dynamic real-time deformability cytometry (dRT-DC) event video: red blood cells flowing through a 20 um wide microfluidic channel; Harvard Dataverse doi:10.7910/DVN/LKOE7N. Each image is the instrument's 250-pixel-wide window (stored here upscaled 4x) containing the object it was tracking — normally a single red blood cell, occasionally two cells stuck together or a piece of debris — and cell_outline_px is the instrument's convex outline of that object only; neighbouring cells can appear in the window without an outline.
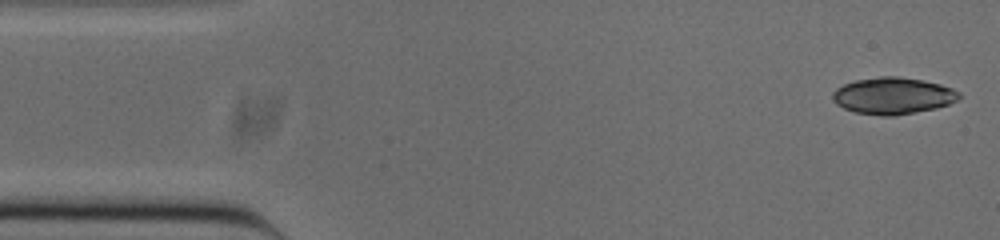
{"species": "common noctule bat (a hibernating species)", "species_latin": "Nyctalus noctula", "temperature_condition": "cold", "stored_images_in_passage": 13, "camera_frame_rate_fps": 3000, "um_per_image_px": 0.085, "animal": {"sex": "male", "body_mass_g": 20.0, "forearm_length_mm": 53.3}, "frame": {"image": 1, "passage_image": 1, "time_ms": 0.0, "image_size_px": [1000, 240], "cell_outline_px": [[960, 96], [956, 100], [948, 104], [936, 108], [896, 116], [880, 116], [856, 112], [844, 108], [836, 104], [832, 100], [832, 92], [836, 88], [844, 84], [856, 80], [880, 76], [900, 76], [940, 84], [952, 88], [960, 92]], "centroid_in_image_um": [75.88, 8.14], "position_along_channel_um": 9.1, "area_um2": 27.11}}
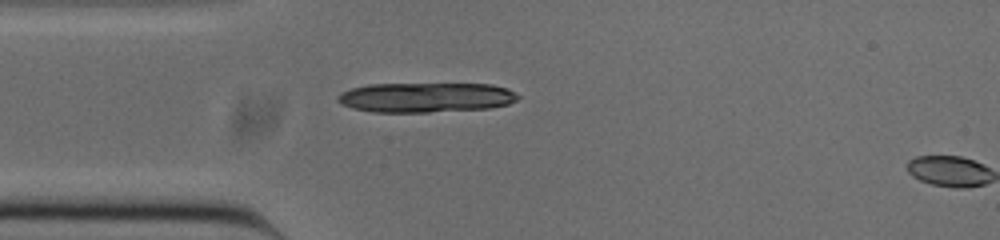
{"frame": {"image": 2, "passage_image": 12, "time_ms": 3.667, "image_size_px": [1000, 240], "cell_outline_px": [[520, 96], [516, 100], [508, 104], [488, 108], [428, 112], [372, 112], [352, 108], [340, 104], [336, 100], [336, 96], [340, 92], [352, 88], [368, 84], [492, 84], [508, 88]], "centroid_in_image_um": [36.15, 8.28], "position_along_channel_um": 48.8, "area_um2": 31.44}}